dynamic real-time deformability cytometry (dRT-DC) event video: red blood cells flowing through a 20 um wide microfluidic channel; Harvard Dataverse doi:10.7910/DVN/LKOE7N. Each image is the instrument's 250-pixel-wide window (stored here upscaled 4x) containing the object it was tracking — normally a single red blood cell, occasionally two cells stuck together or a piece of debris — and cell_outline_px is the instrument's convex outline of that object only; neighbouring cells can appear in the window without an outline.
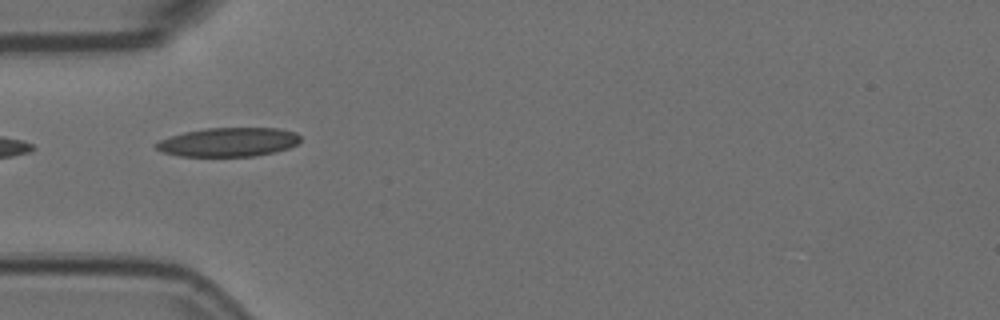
{"species": "Egyptian fruit bat (a non-hibernating species)", "species_latin": "Rousettus aegyptiacus", "temperature_condition": "room temperature", "stored_images_in_passage": 6, "camera_frame_rate_fps": 3000, "um_per_image_px": 0.085, "animal": {"sex": "female"}, "frame": {"image": 1, "passage_image": 4, "time_ms": 1.0, "image_size_px": [1000, 320], "cell_outline_px": [[300, 140], [296, 144], [288, 148], [276, 152], [256, 156], [180, 156], [164, 152], [156, 148], [156, 144], [160, 140], [184, 132], [204, 128], [276, 128], [296, 132], [300, 136]], "centroid_in_image_um": [19.45, 12.08], "position_along_channel_um": 65.5, "area_um2": 24.22}}
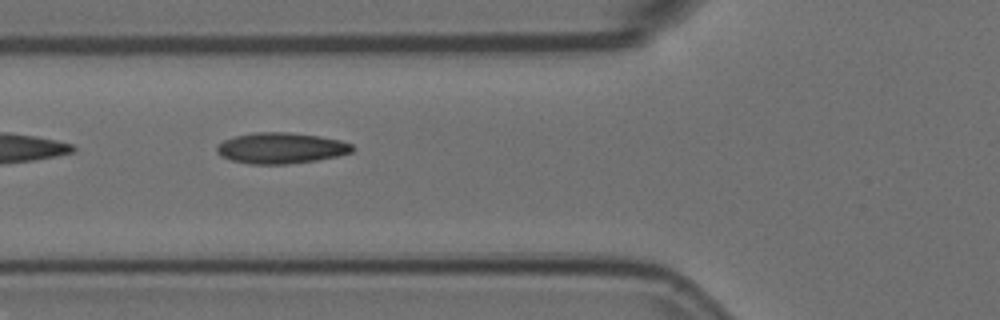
{"frame": {"image": 2, "passage_image": 5, "time_ms": 1.333, "image_size_px": [1000, 320], "cell_outline_px": [[356, 148], [352, 152], [336, 156], [316, 160], [288, 164], [248, 164], [232, 160], [220, 156], [216, 152], [216, 148], [224, 140], [236, 136], [256, 132], [288, 132], [320, 136], [340, 140], [352, 144]], "centroid_in_image_um": [23.9, 12.59], "position_along_channel_um": 101.9, "area_um2": 24.39}}
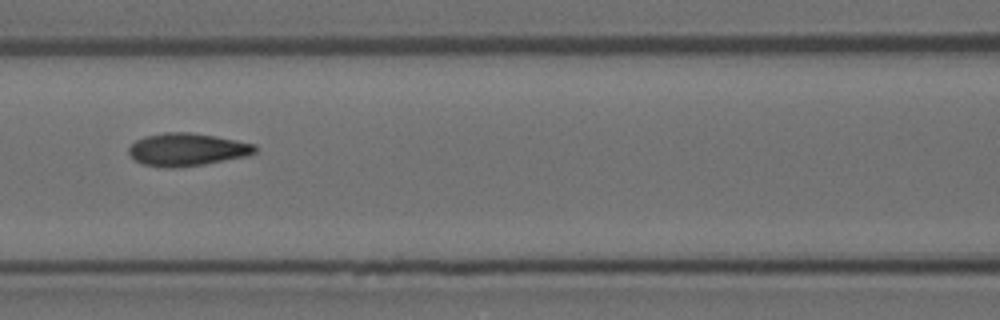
{"frame": {"image": 3, "passage_image": 6, "time_ms": 1.667, "image_size_px": [1000, 320], "cell_outline_px": [[256, 152], [244, 156], [204, 164], [168, 168], [164, 168], [144, 164], [136, 160], [128, 152], [128, 148], [136, 140], [144, 136], [164, 132], [188, 132], [216, 136], [256, 144]], "centroid_in_image_um": [15.88, 12.7], "position_along_channel_um": 150.7, "area_um2": 23.87}}